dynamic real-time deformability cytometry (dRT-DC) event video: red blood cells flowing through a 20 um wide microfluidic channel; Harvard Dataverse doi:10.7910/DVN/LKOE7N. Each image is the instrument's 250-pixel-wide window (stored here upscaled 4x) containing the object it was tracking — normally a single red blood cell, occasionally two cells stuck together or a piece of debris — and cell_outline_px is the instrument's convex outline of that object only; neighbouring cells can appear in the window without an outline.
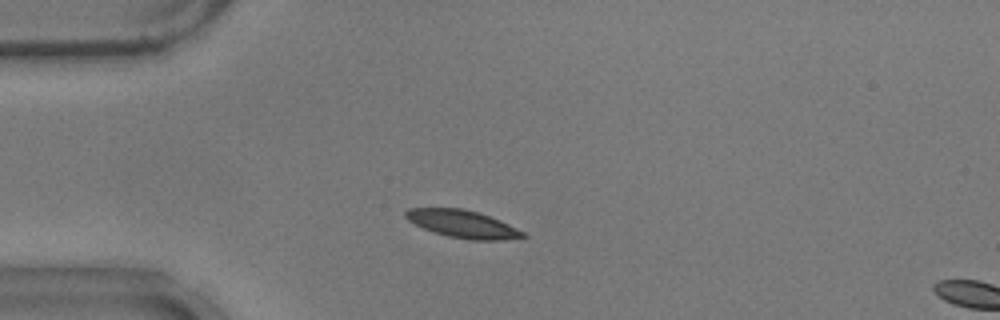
{"species": "common noctule bat (a hibernating species)", "species_latin": "Nyctalus noctula", "temperature_condition": "warm", "stored_images_in_passage": 5, "camera_frame_rate_fps": 3000, "um_per_image_px": 0.085, "animal": {"sex": "male", "body_mass_g": 17.9}, "frame": {"image": 1, "passage_image": 2, "time_ms": 0.333, "image_size_px": [1000, 320], "cell_outline_px": [[528, 236], [524, 240], [472, 240], [448, 236], [424, 228], [408, 220], [404, 216], [404, 212], [408, 208], [464, 208], [500, 220], [524, 232]], "centroid_in_image_um": [39.4, 19.05], "position_along_channel_um": 45.6, "area_um2": 18.9}}